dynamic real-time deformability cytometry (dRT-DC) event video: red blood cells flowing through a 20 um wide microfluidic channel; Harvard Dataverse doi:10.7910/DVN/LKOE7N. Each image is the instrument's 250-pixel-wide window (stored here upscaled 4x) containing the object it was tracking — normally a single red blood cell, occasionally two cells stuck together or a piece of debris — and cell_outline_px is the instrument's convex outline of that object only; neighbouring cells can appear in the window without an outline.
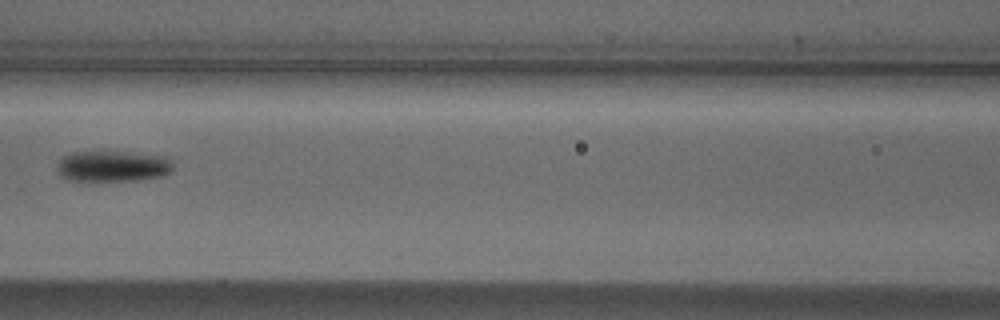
{"species": "Egyptian fruit bat (a non-hibernating species)", "species_latin": "Rousettus aegyptiacus", "temperature_condition": "cold", "stored_images_in_passage": 7, "camera_frame_rate_fps": 3000, "um_per_image_px": 0.085, "animal": {"sex": "male"}, "frame": {"image": 1, "passage_image": 6, "time_ms": 1.667, "image_size_px": [1000, 320], "cell_outline_px": [[172, 172], [164, 176], [140, 180], [84, 184], [68, 180], [56, 168], [60, 160], [64, 156], [72, 152], [132, 152], [168, 156], [172, 160]], "centroid_in_image_um": [9.61, 14.18], "position_along_channel_um": 157.0, "area_um2": 21.96}}
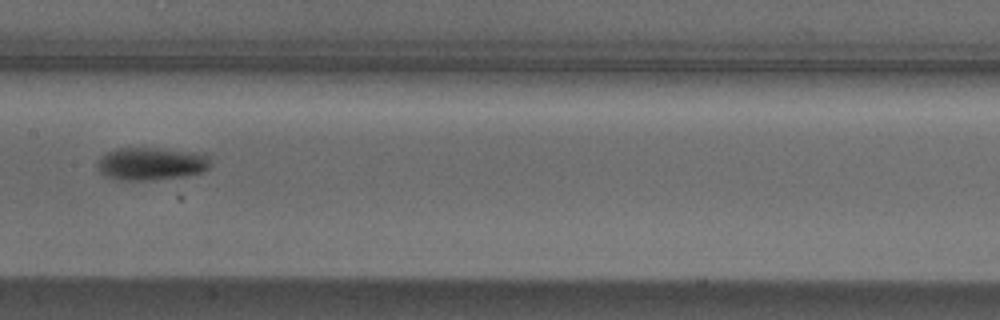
{"frame": {"image": 2, "passage_image": 7, "time_ms": 2.0, "image_size_px": [1000, 320], "cell_outline_px": [[208, 168], [204, 172], [184, 176], [152, 180], [116, 180], [104, 176], [100, 172], [96, 164], [108, 152], [116, 148], [164, 148], [204, 152], [208, 156]], "centroid_in_image_um": [12.88, 13.91], "position_along_channel_um": 194.5, "area_um2": 21.85}}